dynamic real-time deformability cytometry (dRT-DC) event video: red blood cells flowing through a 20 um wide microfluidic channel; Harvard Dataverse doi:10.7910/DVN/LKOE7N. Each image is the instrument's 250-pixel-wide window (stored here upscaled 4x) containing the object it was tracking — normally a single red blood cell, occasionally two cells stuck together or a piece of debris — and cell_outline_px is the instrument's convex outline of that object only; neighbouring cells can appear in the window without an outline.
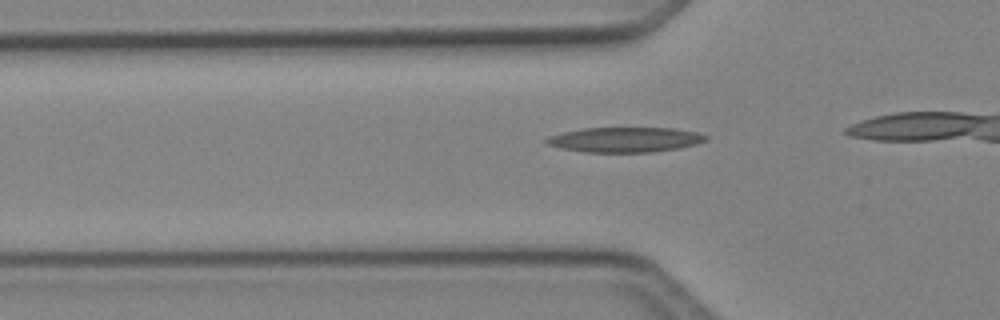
{"species": "Egyptian fruit bat (a non-hibernating species)", "species_latin": "Rousettus aegyptiacus", "temperature_condition": "cold", "stored_images_in_passage": 31, "camera_frame_rate_fps": 3000, "um_per_image_px": 0.085, "animal": {"sex": "female"}, "frame": {"image": 1, "passage_image": 8, "time_ms": 2.333, "image_size_px": [1000, 320], "cell_outline_px": [[708, 140], [696, 144], [680, 148], [652, 152], [584, 152], [564, 148], [548, 144], [544, 140], [548, 136], [580, 128], [676, 128], [696, 132], [708, 136]], "centroid_in_image_um": [53.16, 11.87], "position_along_channel_um": 72.6, "area_um2": 23.18}}
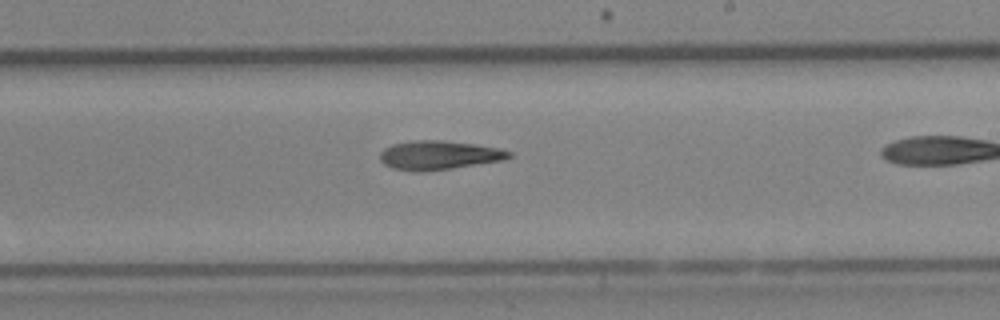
{"frame": {"image": 2, "passage_image": 21, "time_ms": 6.667, "image_size_px": [1000, 320], "cell_outline_px": [[512, 156], [504, 160], [452, 168], [424, 172], [412, 172], [392, 168], [384, 164], [380, 160], [380, 152], [384, 148], [392, 144], [416, 140], [440, 140], [472, 144], [496, 148], [512, 152]], "centroid_in_image_um": [37.26, 13.2], "position_along_channel_um": 251.7, "area_um2": 21.73}}
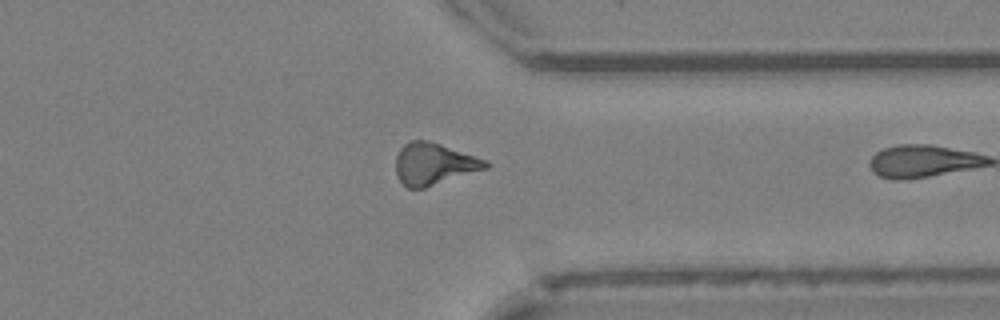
{"frame": {"image": 3, "passage_image": 30, "time_ms": 9.667, "image_size_px": [1000, 320], "cell_outline_px": [[488, 168], [424, 188], [408, 188], [396, 176], [396, 156], [400, 148], [404, 144], [412, 140], [428, 140], [440, 144], [484, 160], [488, 164]], "centroid_in_image_um": [36.83, 13.94], "position_along_channel_um": 374.6, "area_um2": 21.5}}